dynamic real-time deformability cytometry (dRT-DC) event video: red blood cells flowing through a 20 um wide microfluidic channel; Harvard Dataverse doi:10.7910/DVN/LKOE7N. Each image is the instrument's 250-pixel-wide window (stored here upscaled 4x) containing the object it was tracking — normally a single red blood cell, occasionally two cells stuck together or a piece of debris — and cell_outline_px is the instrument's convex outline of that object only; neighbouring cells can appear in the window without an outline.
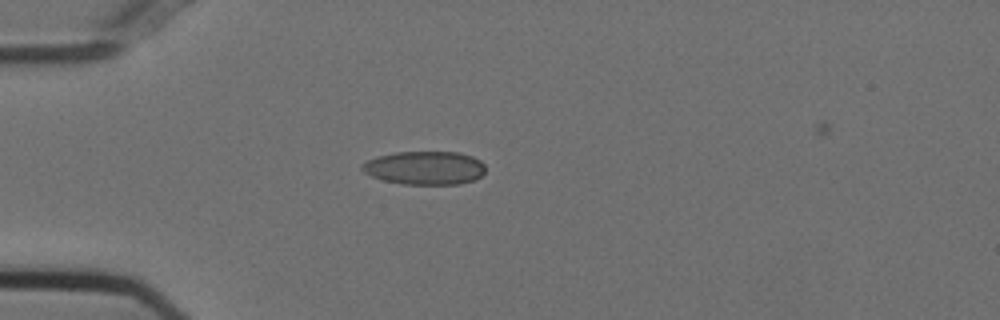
{"species": "Egyptian fruit bat (a non-hibernating species)", "species_latin": "Rousettus aegyptiacus", "temperature_condition": "cold", "stored_images_in_passage": 27, "camera_frame_rate_fps": 3000, "um_per_image_px": 0.085, "animal": {"sex": "female"}, "frame": {"image": 1, "passage_image": 1, "time_ms": 0.0, "image_size_px": [1000, 320], "cell_outline_px": [[484, 172], [480, 176], [472, 180], [460, 184], [404, 184], [384, 180], [372, 176], [364, 172], [360, 168], [360, 164], [376, 156], [396, 152], [460, 152], [472, 156], [480, 160], [484, 164]], "centroid_in_image_um": [36.09, 14.26], "position_along_channel_um": 48.9, "area_um2": 24.04}}
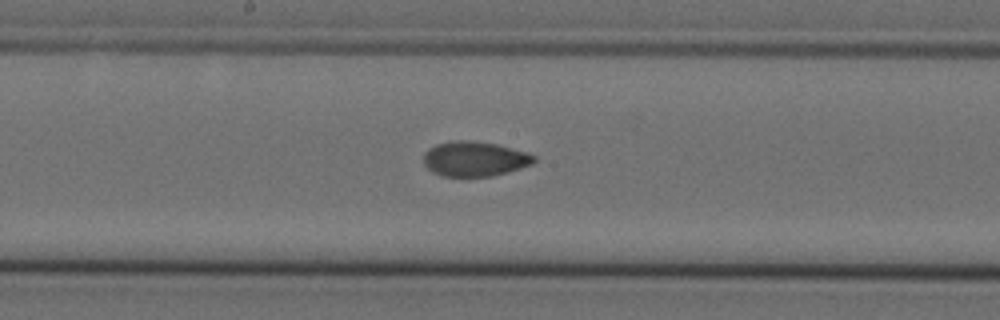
{"frame": {"image": 2, "passage_image": 15, "time_ms": 4.667, "image_size_px": [1000, 320], "cell_outline_px": [[536, 160], [532, 164], [508, 172], [492, 176], [440, 176], [432, 172], [424, 164], [424, 152], [428, 148], [436, 144], [456, 140], [468, 140], [496, 144], [528, 152], [536, 156]], "centroid_in_image_um": [40.34, 13.5], "position_along_channel_um": 207.9, "area_um2": 22.54}}
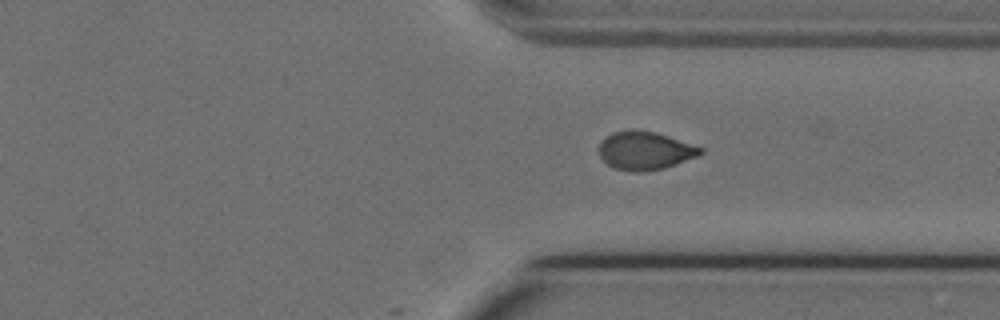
{"frame": {"image": 3, "passage_image": 27, "time_ms": 8.667, "image_size_px": [1000, 320], "cell_outline_px": [[704, 152], [696, 156], [676, 164], [664, 168], [640, 172], [632, 172], [616, 168], [608, 164], [600, 156], [596, 148], [600, 140], [612, 132], [632, 128], [656, 132], [704, 148]], "centroid_in_image_um": [54.77, 12.78], "position_along_channel_um": 356.6, "area_um2": 22.89}}